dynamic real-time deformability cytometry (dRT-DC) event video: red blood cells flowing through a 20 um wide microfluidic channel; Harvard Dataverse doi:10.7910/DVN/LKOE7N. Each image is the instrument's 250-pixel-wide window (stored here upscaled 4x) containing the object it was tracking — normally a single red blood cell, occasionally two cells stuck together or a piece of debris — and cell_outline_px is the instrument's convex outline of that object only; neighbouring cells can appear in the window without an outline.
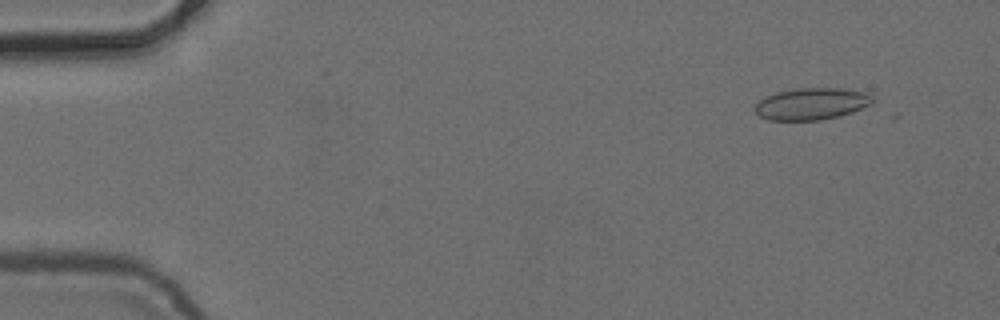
{"species": "common noctule bat (a hibernating species)", "species_latin": "Nyctalus noctula", "temperature_condition": "cold", "stored_images_in_passage": 4, "camera_frame_rate_fps": 3000, "um_per_image_px": 0.085, "animal": {"sex": "female", "body_mass_g": 24.6, "forearm_length_mm": 56.2}, "frame": {"image": 1, "passage_image": 2, "time_ms": 1.0, "image_size_px": [1000, 320], "cell_outline_px": [[872, 104], [852, 112], [840, 116], [820, 120], [768, 120], [760, 116], [752, 108], [760, 100], [776, 92], [800, 88], [844, 88], [868, 92], [872, 96]], "centroid_in_image_um": [69.0, 8.82], "position_along_channel_um": 16.0, "area_um2": 21.91}}
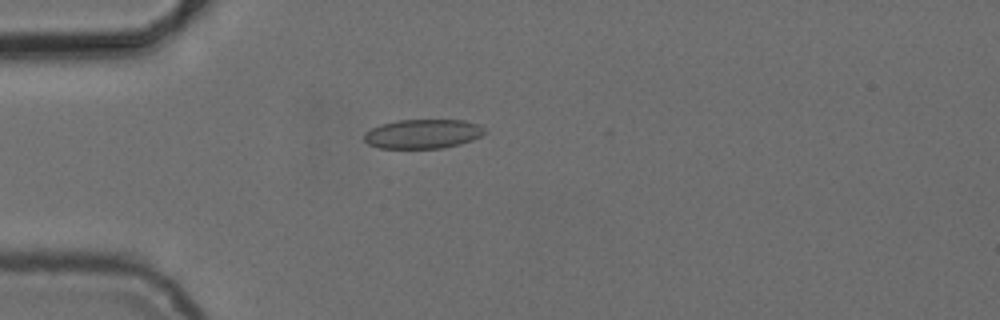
{"frame": {"image": 2, "passage_image": 4, "time_ms": 4.333, "image_size_px": [1000, 320], "cell_outline_px": [[484, 132], [480, 136], [472, 140], [460, 144], [444, 148], [380, 148], [368, 144], [364, 140], [364, 132], [380, 124], [400, 120], [464, 120], [480, 124], [484, 128]], "centroid_in_image_um": [35.93, 11.38], "position_along_channel_um": 49.1, "area_um2": 20.58}}